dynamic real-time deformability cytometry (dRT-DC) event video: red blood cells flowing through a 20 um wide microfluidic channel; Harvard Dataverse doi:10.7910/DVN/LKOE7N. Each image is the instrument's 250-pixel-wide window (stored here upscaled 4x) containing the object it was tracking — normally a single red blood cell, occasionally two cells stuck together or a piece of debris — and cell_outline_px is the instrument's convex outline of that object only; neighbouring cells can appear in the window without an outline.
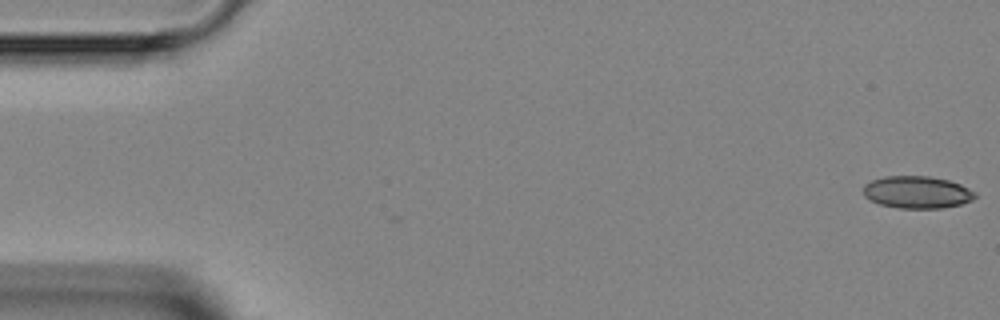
{"species": "Egyptian fruit bat (a non-hibernating species)", "species_latin": "Rousettus aegyptiacus", "temperature_condition": "room temperature", "stored_images_in_passage": 4, "camera_frame_rate_fps": 3000, "um_per_image_px": 0.085, "animal": {"sex": "female"}, "frame": {"image": 1, "passage_image": 1, "time_ms": 0.0, "image_size_px": [1000, 320], "cell_outline_px": [[976, 196], [972, 200], [960, 204], [940, 208], [900, 208], [880, 204], [864, 196], [864, 184], [872, 180], [884, 176], [928, 176], [948, 180], [960, 184], [976, 192]], "centroid_in_image_um": [77.95, 16.33], "position_along_channel_um": 7.0, "area_um2": 20.87}}